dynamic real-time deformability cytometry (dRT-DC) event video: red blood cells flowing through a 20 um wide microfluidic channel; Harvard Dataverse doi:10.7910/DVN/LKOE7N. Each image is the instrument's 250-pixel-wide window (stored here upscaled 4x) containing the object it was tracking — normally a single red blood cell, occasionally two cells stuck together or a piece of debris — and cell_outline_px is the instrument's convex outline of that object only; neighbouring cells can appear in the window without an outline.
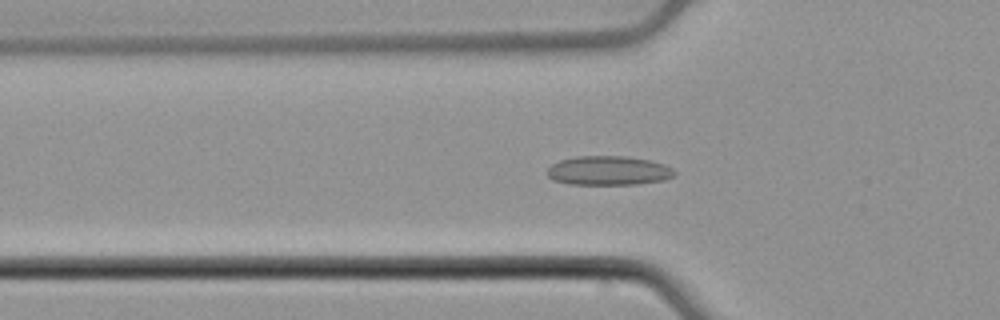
{"species": "common noctule bat (a hibernating species)", "species_latin": "Nyctalus noctula", "temperature_condition": "cold", "stored_images_in_passage": 54, "camera_frame_rate_fps": 3000, "um_per_image_px": 0.085, "animal": {"sex": "male", "body_mass_g": 21.5, "forearm_length_mm": 52.0}, "frame": {"image": 1, "passage_image": 19, "time_ms": 6.0, "image_size_px": [1000, 320], "cell_outline_px": [[676, 176], [664, 180], [636, 184], [568, 184], [552, 180], [548, 176], [548, 168], [552, 164], [560, 160], [576, 156], [628, 156], [648, 160], [664, 164], [672, 168], [676, 172]], "centroid_in_image_um": [51.73, 14.5], "position_along_channel_um": 74.1, "area_um2": 21.73}}
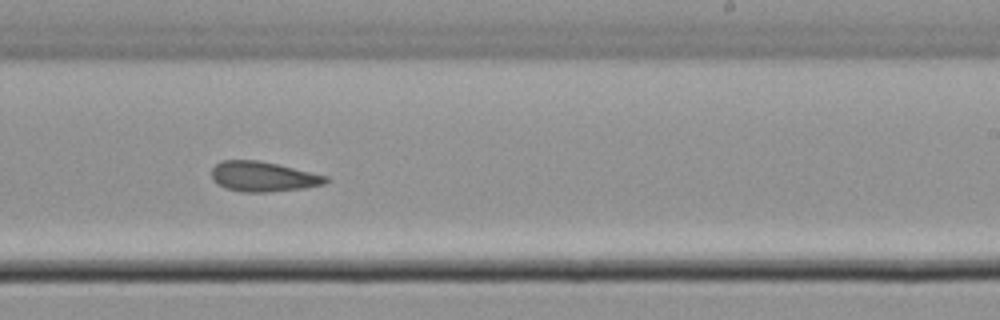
{"frame": {"image": 2, "passage_image": 34, "time_ms": 11.0, "image_size_px": [1000, 320], "cell_outline_px": [[328, 180], [324, 184], [304, 188], [264, 192], [244, 192], [224, 188], [212, 180], [212, 168], [220, 160], [256, 160], [276, 164], [328, 176]], "centroid_in_image_um": [22.32, 15.01], "position_along_channel_um": 266.7, "area_um2": 19.83}}
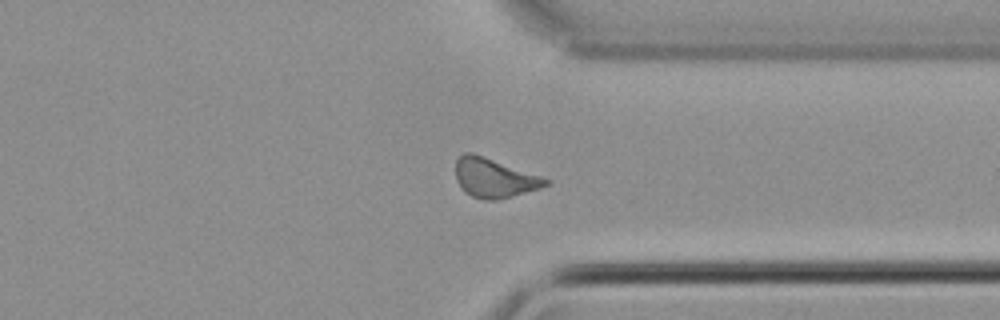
{"frame": {"image": 3, "passage_image": 42, "time_ms": 13.667, "image_size_px": [1000, 320], "cell_outline_px": [[552, 180], [548, 184], [540, 188], [512, 196], [496, 200], [484, 200], [472, 196], [464, 192], [460, 188], [456, 180], [456, 160], [464, 152], [472, 152]], "centroid_in_image_um": [41.98, 15.13], "position_along_channel_um": 369.4, "area_um2": 20.52}, "authors_computed_cell_mechanics": {"area_um2": 20.2011, "velocity_mm_per_s": 3.8659, "shape_relaxation_time_tau1_ms": null, "shape_relaxation_time_tau2_ms": 3.5399, "deformation_change_tau1": null, "deformation_change_tau2": 0.0771}}